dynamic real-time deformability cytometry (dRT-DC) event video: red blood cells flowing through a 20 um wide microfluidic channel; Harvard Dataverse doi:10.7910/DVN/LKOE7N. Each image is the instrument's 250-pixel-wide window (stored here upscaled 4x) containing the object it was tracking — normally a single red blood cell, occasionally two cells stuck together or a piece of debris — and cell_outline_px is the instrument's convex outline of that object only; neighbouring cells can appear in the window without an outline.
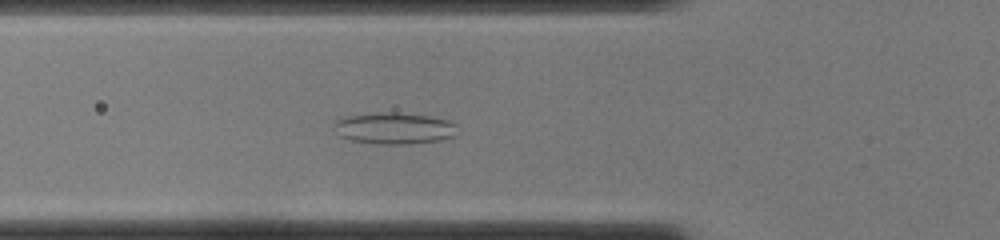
{"species": "common noctule bat (a hibernating species)", "species_latin": "Nyctalus noctula", "temperature_condition": "cold", "stored_images_in_passage": 37, "camera_frame_rate_fps": 3000, "um_per_image_px": 0.085, "animal": {"sex": "female", "body_mass_g": 22.0, "forearm_length_mm": 56.7}, "frame": {"image": 1, "passage_image": 7, "time_ms": 2.0, "image_size_px": [1000, 240], "cell_outline_px": [[456, 124], [452, 136], [440, 140], [408, 144], [376, 144], [352, 140], [340, 136], [336, 124], [336, 120], [348, 116], [388, 112], [392, 112], [428, 116], [448, 120]], "centroid_in_image_um": [33.53, 10.91], "position_along_channel_um": 92.3, "area_um2": 22.02}}
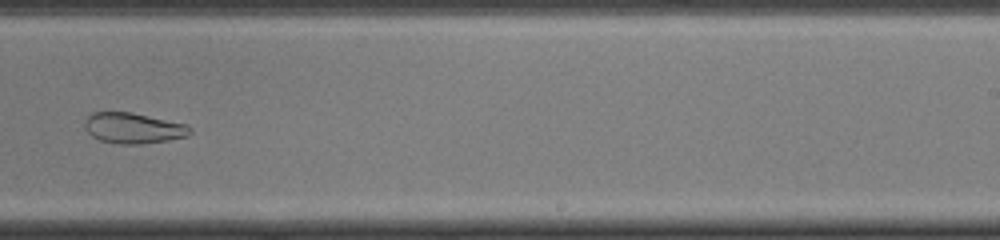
{"frame": {"image": 2, "passage_image": 20, "time_ms": 6.333, "image_size_px": [1000, 240], "cell_outline_px": [[192, 132], [188, 136], [168, 140], [144, 144], [116, 144], [100, 140], [92, 136], [84, 128], [84, 120], [92, 112], [132, 112], [184, 124], [192, 128]], "centroid_in_image_um": [11.31, 10.89], "position_along_channel_um": 277.7, "area_um2": 18.9}}
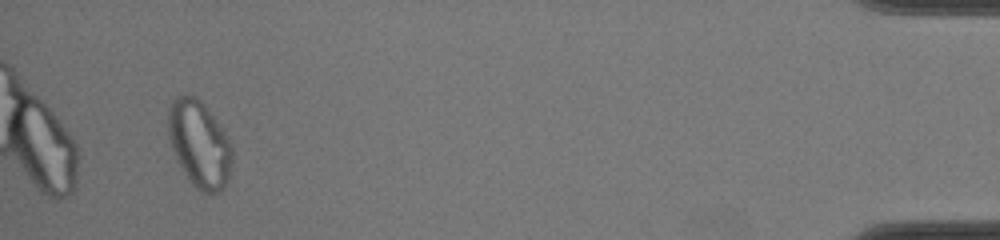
{"frame": {"image": 3, "passage_image": 35, "time_ms": 11.333, "image_size_px": [1000, 240], "cell_outline_px": [[232, 160], [228, 180], [224, 188], [216, 192], [200, 192], [192, 184], [184, 172], [172, 148], [168, 136], [168, 108], [172, 100], [176, 96], [196, 96], [200, 100], [224, 132], [232, 144]], "centroid_in_image_um": [16.94, 12.25], "position_along_channel_um": 418.3, "area_um2": 31.91}}